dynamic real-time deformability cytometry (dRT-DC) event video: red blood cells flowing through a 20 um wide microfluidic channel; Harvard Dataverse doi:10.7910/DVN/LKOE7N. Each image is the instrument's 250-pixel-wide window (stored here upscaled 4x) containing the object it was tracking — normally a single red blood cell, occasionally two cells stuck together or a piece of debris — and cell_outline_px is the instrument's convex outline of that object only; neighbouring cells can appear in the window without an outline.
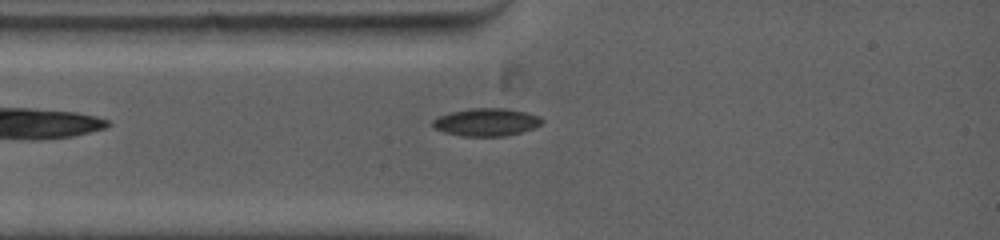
{"species": "common noctule bat (a hibernating species)", "species_latin": "Nyctalus noctula", "temperature_condition": "warm", "stored_images_in_passage": 3, "camera_frame_rate_fps": 5000, "um_per_image_px": 0.085, "animal": {"sex": "female", "body_mass_g": 19.0, "forearm_length_mm": 53.3}, "frame": {"image": 1, "passage_image": 1, "time_ms": 0.0, "image_size_px": [1000, 240], "cell_outline_px": [[544, 120], [540, 124], [532, 128], [508, 136], [460, 136], [444, 132], [432, 128], [432, 120], [440, 116], [452, 112], [472, 108], [504, 108], [524, 112], [540, 116]], "centroid_in_image_um": [41.32, 10.39], "position_along_channel_um": 43.7, "area_um2": 17.57}}
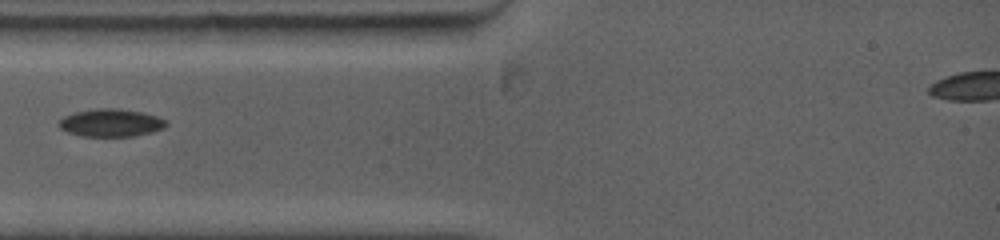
{"frame": {"image": 2, "passage_image": 2, "time_ms": 0.8, "image_size_px": [1000, 240], "cell_outline_px": [[168, 124], [164, 128], [152, 132], [132, 136], [80, 136], [68, 132], [60, 128], [56, 124], [64, 116], [72, 112], [96, 108], [120, 108], [140, 112], [156, 116], [168, 120]], "centroid_in_image_um": [9.41, 10.43], "position_along_channel_um": 75.6, "area_um2": 17.51}}